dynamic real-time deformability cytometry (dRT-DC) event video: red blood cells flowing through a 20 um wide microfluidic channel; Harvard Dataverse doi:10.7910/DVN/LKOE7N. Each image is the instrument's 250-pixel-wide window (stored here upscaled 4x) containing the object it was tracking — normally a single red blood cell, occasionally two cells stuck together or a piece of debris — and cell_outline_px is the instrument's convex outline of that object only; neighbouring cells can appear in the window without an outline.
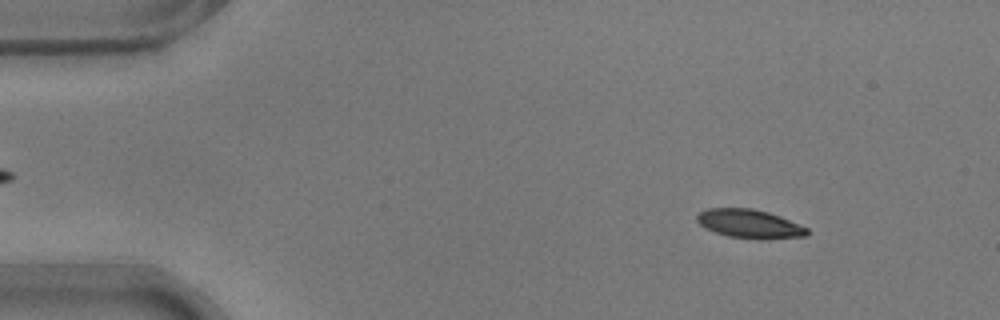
{"species": "common noctule bat (a hibernating species)", "species_latin": "Nyctalus noctula", "temperature_condition": "warm", "stored_images_in_passage": 53, "camera_frame_rate_fps": 3000, "um_per_image_px": 0.085, "animal": {"sex": "male", "body_mass_g": 17.9}, "frame": {"image": 1, "passage_image": 6, "time_ms": 1.667, "image_size_px": [1000, 320], "cell_outline_px": [[808, 236], [760, 240], [728, 236], [716, 232], [700, 224], [696, 220], [696, 216], [700, 212], [708, 208], [752, 208], [768, 212], [780, 216], [808, 228]], "centroid_in_image_um": [63.74, 19.03], "position_along_channel_um": 21.3, "area_um2": 18.44}}
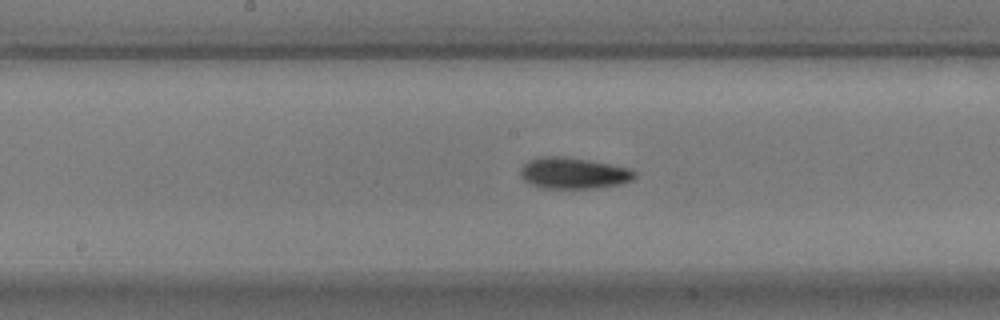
{"frame": {"image": 2, "passage_image": 27, "time_ms": 8.667, "image_size_px": [1000, 320], "cell_outline_px": [[636, 176], [632, 180], [620, 184], [596, 188], [540, 188], [524, 180], [520, 176], [520, 168], [528, 160], [540, 156], [556, 156], [588, 160], [628, 168], [636, 172]], "centroid_in_image_um": [48.71, 14.72], "position_along_channel_um": 199.5, "area_um2": 20.69}}
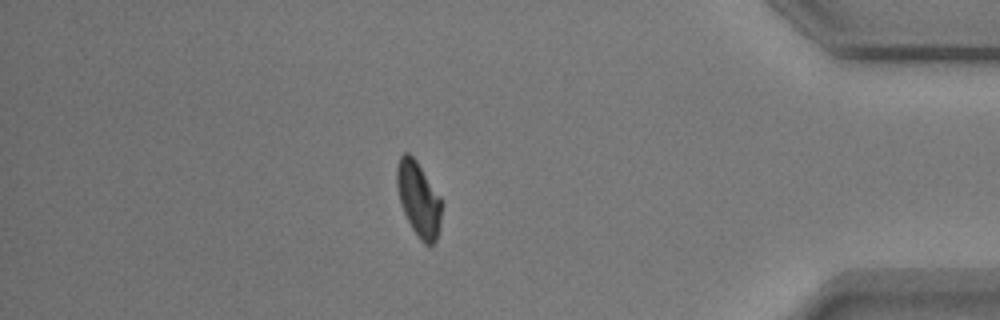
{"frame": {"image": 3, "passage_image": 46, "time_ms": 15.0, "image_size_px": [1000, 320], "cell_outline_px": [[444, 204], [436, 240], [432, 244], [424, 244], [420, 240], [412, 228], [404, 212], [400, 200], [396, 184], [396, 168], [400, 156], [404, 152], [408, 152], [416, 160], [440, 196]], "centroid_in_image_um": [35.59, 16.91], "position_along_channel_um": 399.6, "area_um2": 19.48}}